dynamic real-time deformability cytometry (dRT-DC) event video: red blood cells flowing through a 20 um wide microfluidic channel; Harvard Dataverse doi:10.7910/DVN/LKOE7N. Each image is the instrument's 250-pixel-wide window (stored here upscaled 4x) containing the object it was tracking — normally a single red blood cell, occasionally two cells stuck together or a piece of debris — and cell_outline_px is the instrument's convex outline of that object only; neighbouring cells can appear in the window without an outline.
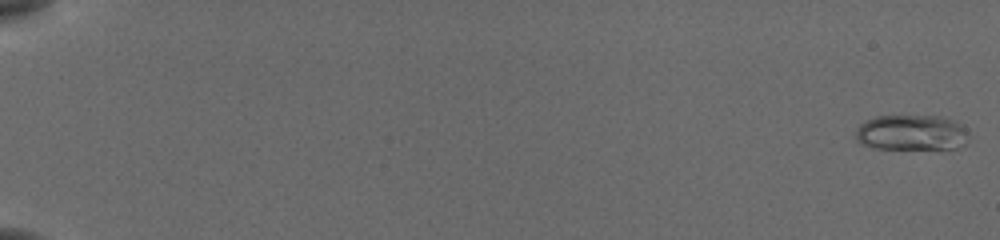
{"species": "common noctule bat (a hibernating species)", "species_latin": "Nyctalus noctula", "temperature_condition": "cold", "stored_images_in_passage": 56, "camera_frame_rate_fps": 3000, "um_per_image_px": 0.085, "animal": {"sex": "female", "body_mass_g": 19.5, "forearm_length_mm": 54.1}, "frame": {"image": 1, "passage_image": 1, "time_ms": 0.0, "image_size_px": [1000, 240], "cell_outline_px": [[968, 136], [964, 144], [956, 148], [872, 148], [860, 144], [856, 140], [856, 128], [864, 120], [876, 116], [940, 116], [952, 120], [964, 128], [968, 132]], "centroid_in_image_um": [77.41, 11.27], "position_along_channel_um": 7.6, "area_um2": 23.29}}
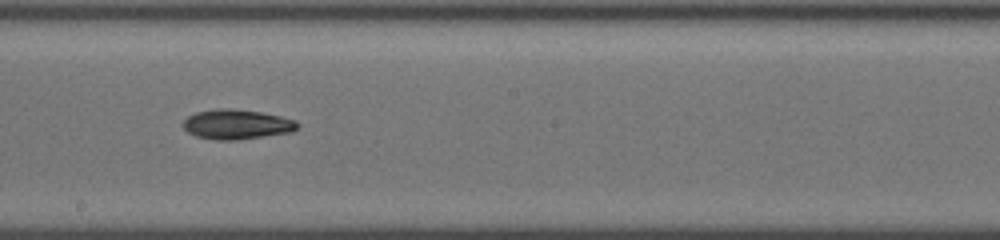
{"frame": {"image": 2, "passage_image": 34, "time_ms": 11.0, "image_size_px": [1000, 240], "cell_outline_px": [[300, 124], [292, 132], [236, 140], [216, 140], [196, 136], [188, 132], [184, 128], [184, 120], [188, 116], [196, 112], [216, 108], [232, 108], [260, 112], [280, 116], [296, 120]], "centroid_in_image_um": [20.13, 10.56], "position_along_channel_um": 228.1, "area_um2": 19.83}}
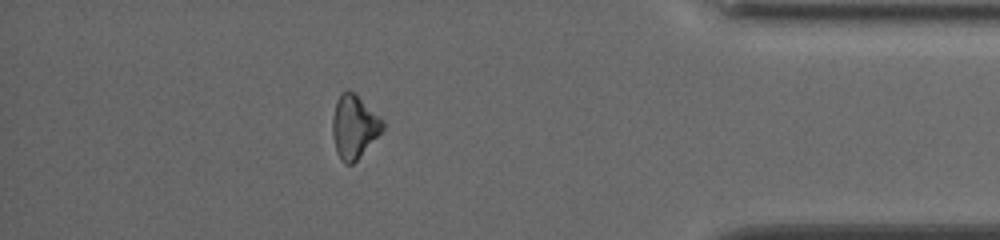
{"frame": {"image": 3, "passage_image": 50, "time_ms": 16.333, "image_size_px": [1000, 240], "cell_outline_px": [[384, 128], [356, 160], [352, 164], [344, 164], [340, 160], [336, 152], [332, 132], [332, 116], [336, 100], [340, 92], [352, 92], [384, 120]], "centroid_in_image_um": [30.06, 10.78], "position_along_channel_um": 405.1, "area_um2": 18.21}, "authors_computed_cell_mechanics": {"area_um2": 19.7387, "velocity_mm_per_s": 3.864, "shape_relaxation_time_tau1_ms": 6.2175, "shape_relaxation_time_tau2_ms": null, "deformation_change_tau1": 0.1361, "deformation_change_tau2": null}}